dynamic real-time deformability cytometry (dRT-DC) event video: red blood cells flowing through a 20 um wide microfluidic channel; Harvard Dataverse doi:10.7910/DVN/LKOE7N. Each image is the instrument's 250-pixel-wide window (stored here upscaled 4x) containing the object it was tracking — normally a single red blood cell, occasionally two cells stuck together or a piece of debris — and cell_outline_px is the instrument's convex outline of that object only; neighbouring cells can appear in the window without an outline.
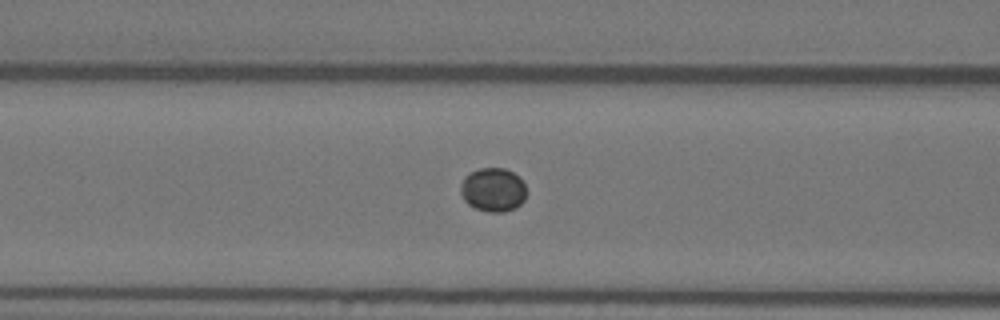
{"species": "Egyptian fruit bat (a non-hibernating species)", "species_latin": "Rousettus aegyptiacus", "temperature_condition": "warm", "stored_images_in_passage": 42, "camera_frame_rate_fps": 3000, "um_per_image_px": 0.085, "animal": {"sex": "female"}, "frame": {"image": 1, "passage_image": 9, "time_ms": 2.667, "image_size_px": [1000, 320], "cell_outline_px": [[528, 192], [524, 200], [516, 208], [504, 212], [488, 212], [476, 208], [468, 204], [464, 200], [460, 192], [460, 184], [464, 176], [480, 168], [504, 168], [520, 176]], "centroid_in_image_um": [41.93, 16.13], "position_along_channel_um": 124.7, "area_um2": 17.05}}
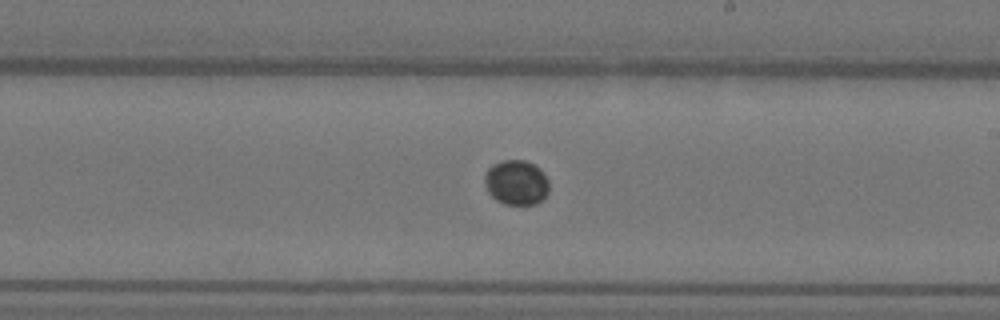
{"frame": {"image": 2, "passage_image": 19, "time_ms": 6.0, "image_size_px": [1000, 320], "cell_outline_px": [[548, 192], [536, 204], [504, 204], [496, 200], [488, 192], [484, 184], [484, 176], [488, 168], [492, 164], [504, 160], [524, 160], [540, 168], [544, 172], [548, 180]], "centroid_in_image_um": [43.87, 15.5], "position_along_channel_um": 245.1, "area_um2": 16.88}}
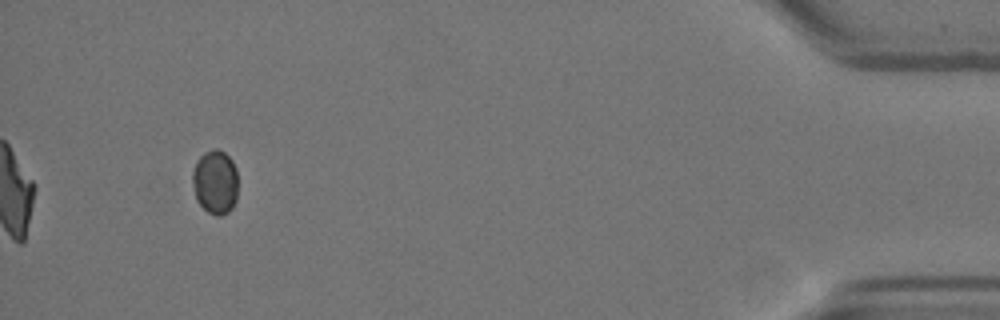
{"frame": {"image": 3, "passage_image": 39, "time_ms": 12.667, "image_size_px": [1000, 320], "cell_outline_px": [[236, 200], [232, 208], [228, 212], [220, 216], [216, 216], [208, 212], [196, 200], [192, 184], [192, 172], [196, 160], [204, 152], [212, 148], [216, 148], [224, 152], [232, 160], [236, 168]], "centroid_in_image_um": [18.27, 15.46], "position_along_channel_um": 416.9, "area_um2": 17.17}, "authors_computed_cell_mechanics": {"area_um2": 16.8487, "velocity_mm_per_s": 3.6211, "shape_relaxation_time_tau1_ms": 1.1954, "shape_relaxation_time_tau2_ms": null, "deformation_change_tau1": 0.0221, "deformation_change_tau2": null}}